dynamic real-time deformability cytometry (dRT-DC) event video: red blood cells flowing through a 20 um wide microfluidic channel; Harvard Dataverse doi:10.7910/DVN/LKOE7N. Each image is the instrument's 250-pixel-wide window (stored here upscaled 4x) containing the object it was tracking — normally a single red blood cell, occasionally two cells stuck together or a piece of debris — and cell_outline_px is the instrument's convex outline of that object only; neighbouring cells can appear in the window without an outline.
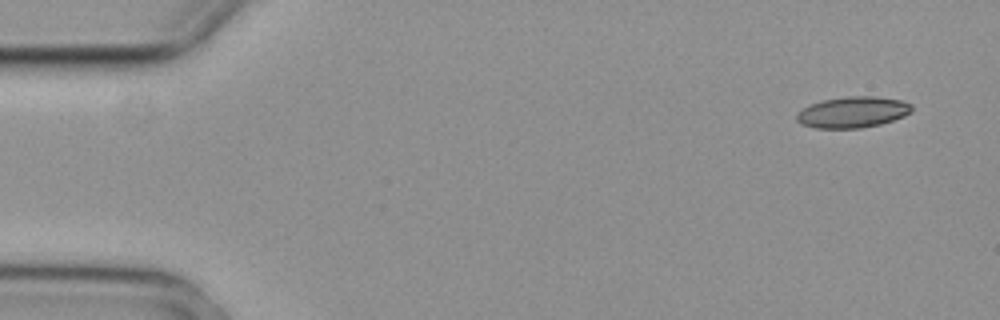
{"species": "common noctule bat (a hibernating species)", "species_latin": "Nyctalus noctula", "temperature_condition": "cold", "stored_images_in_passage": 4, "camera_frame_rate_fps": 3000, "um_per_image_px": 0.085, "animal": {"sex": "female", "body_mass_g": 29.2, "forearm_length_mm": 56.3}, "frame": {"image": 1, "passage_image": 1, "time_ms": 0.0, "image_size_px": [1000, 320], "cell_outline_px": [[912, 112], [904, 116], [880, 124], [860, 128], [816, 128], [800, 124], [796, 120], [796, 116], [804, 108], [812, 104], [824, 100], [848, 96], [872, 96], [900, 100], [912, 104]], "centroid_in_image_um": [72.5, 9.54], "position_along_channel_um": 12.5, "area_um2": 20.63}}
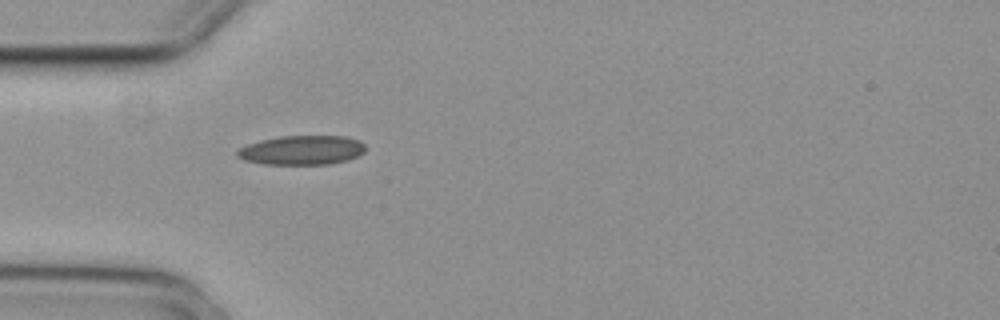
{"frame": {"image": 2, "passage_image": 4, "time_ms": 1.0, "image_size_px": [1000, 320], "cell_outline_px": [[364, 152], [348, 160], [328, 164], [264, 164], [244, 160], [236, 156], [236, 152], [240, 148], [248, 144], [260, 140], [280, 136], [344, 136], [360, 140], [364, 144]], "centroid_in_image_um": [25.65, 12.76], "position_along_channel_um": 59.4, "area_um2": 21.85}}